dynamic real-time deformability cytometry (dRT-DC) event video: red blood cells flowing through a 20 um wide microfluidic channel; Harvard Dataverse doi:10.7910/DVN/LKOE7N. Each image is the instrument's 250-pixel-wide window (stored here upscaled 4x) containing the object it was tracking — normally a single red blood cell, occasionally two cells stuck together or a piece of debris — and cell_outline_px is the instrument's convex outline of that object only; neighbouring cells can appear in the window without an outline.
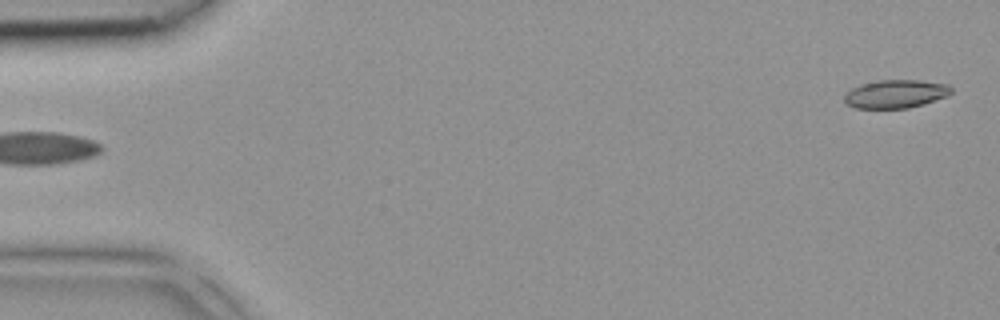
{"species": "common noctule bat (a hibernating species)", "species_latin": "Nyctalus noctula", "temperature_condition": "room temperature", "stored_images_in_passage": 4, "segment_of_instrument_passage": [2, 2], "camera_frame_rate_fps": 3000, "um_per_image_px": 0.085, "animal": {"sex": "female", "body_mass_g": 18.4}, "frame": {"image": 1, "passage_image": 4, "time_ms": 1.0, "image_size_px": [1000, 320], "cell_outline_px": [[952, 92], [948, 96], [924, 104], [908, 108], [856, 108], [848, 104], [844, 100], [844, 92], [860, 84], [876, 80], [920, 80], [948, 84], [952, 88]], "centroid_in_image_um": [76.13, 7.97], "position_along_channel_um": 8.9, "area_um2": 17.8}}